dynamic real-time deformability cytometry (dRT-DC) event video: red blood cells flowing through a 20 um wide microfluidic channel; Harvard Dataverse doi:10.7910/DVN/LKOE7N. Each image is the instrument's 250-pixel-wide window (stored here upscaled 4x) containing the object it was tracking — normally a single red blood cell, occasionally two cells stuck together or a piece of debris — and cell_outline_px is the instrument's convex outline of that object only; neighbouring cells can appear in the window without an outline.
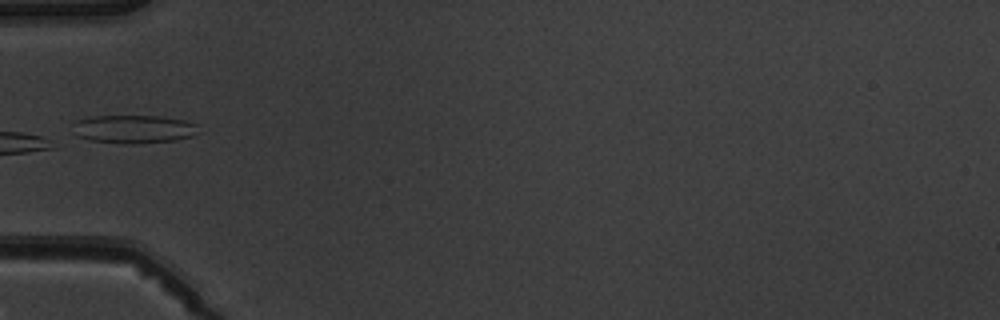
{"species": "common noctule bat (a hibernating species)", "species_latin": "Nyctalus noctula", "temperature_condition": "warm", "stored_images_in_passage": 5, "camera_frame_rate_fps": 3000, "um_per_image_px": 0.085, "animal": {"sex": "male", "body_mass_g": 19.5, "forearm_length_mm": 54.6}, "frame": {"image": 1, "passage_image": 5, "time_ms": 5.333, "image_size_px": [1000, 320], "cell_outline_px": [[200, 132], [192, 136], [176, 140], [132, 144], [124, 144], [88, 140], [76, 136], [72, 132], [72, 124], [76, 120], [92, 116], [156, 116], [184, 120], [196, 124]], "centroid_in_image_um": [11.31, 10.98], "position_along_channel_um": 73.7, "area_um2": 20.98}}